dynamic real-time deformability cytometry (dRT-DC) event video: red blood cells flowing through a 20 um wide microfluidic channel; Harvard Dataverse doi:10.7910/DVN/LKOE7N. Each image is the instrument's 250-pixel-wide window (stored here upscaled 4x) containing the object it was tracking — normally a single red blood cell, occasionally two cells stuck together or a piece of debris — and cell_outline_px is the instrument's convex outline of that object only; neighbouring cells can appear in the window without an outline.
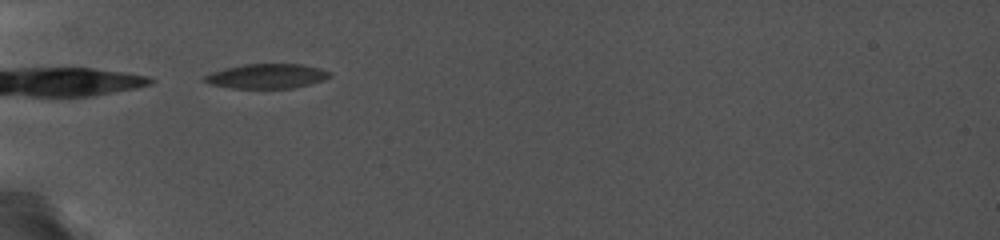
{"species": "common noctule bat (a hibernating species)", "species_latin": "Nyctalus noctula", "temperature_condition": "cold", "stored_images_in_passage": 4, "camera_frame_rate_fps": 5000, "um_per_image_px": 0.085, "animal": {"sex": "female", "body_mass_g": 19.0, "forearm_length_mm": 56.7}, "frame": {"image": 1, "passage_image": 1, "time_ms": 0.0, "image_size_px": [1000, 240], "cell_outline_px": [[332, 76], [324, 80], [292, 88], [232, 88], [208, 84], [200, 80], [204, 76], [212, 72], [224, 68], [244, 64], [304, 64], [320, 68], [332, 72]], "centroid_in_image_um": [22.66, 6.47], "position_along_channel_um": 62.3, "area_um2": 18.15}}
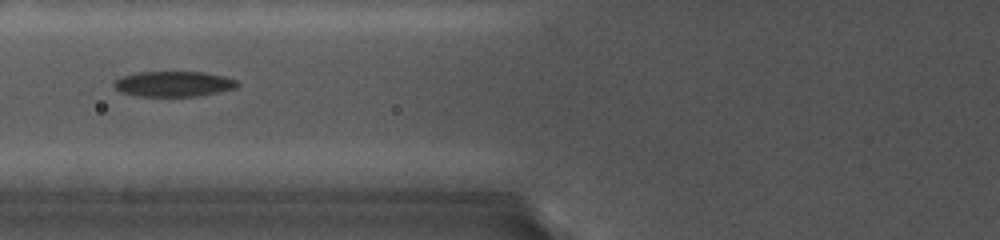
{"frame": {"image": 2, "passage_image": 3, "time_ms": 1.6, "image_size_px": [1000, 240], "cell_outline_px": [[240, 84], [236, 88], [196, 96], [136, 96], [120, 92], [112, 84], [116, 80], [124, 76], [140, 72], [204, 72], [224, 76], [236, 80]], "centroid_in_image_um": [14.76, 7.13], "position_along_channel_um": 111.0, "area_um2": 18.09}}